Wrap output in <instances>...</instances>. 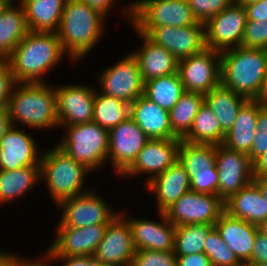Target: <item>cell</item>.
<instances>
[{
    "instance_id": "2",
    "label": "cell",
    "mask_w": 267,
    "mask_h": 266,
    "mask_svg": "<svg viewBox=\"0 0 267 266\" xmlns=\"http://www.w3.org/2000/svg\"><path fill=\"white\" fill-rule=\"evenodd\" d=\"M104 19V16L80 0L66 1L56 33L71 64L85 58L104 37Z\"/></svg>"
},
{
    "instance_id": "52",
    "label": "cell",
    "mask_w": 267,
    "mask_h": 266,
    "mask_svg": "<svg viewBox=\"0 0 267 266\" xmlns=\"http://www.w3.org/2000/svg\"><path fill=\"white\" fill-rule=\"evenodd\" d=\"M11 126L8 108H0V141Z\"/></svg>"
},
{
    "instance_id": "35",
    "label": "cell",
    "mask_w": 267,
    "mask_h": 266,
    "mask_svg": "<svg viewBox=\"0 0 267 266\" xmlns=\"http://www.w3.org/2000/svg\"><path fill=\"white\" fill-rule=\"evenodd\" d=\"M130 116V104L95 90L93 121L108 131Z\"/></svg>"
},
{
    "instance_id": "50",
    "label": "cell",
    "mask_w": 267,
    "mask_h": 266,
    "mask_svg": "<svg viewBox=\"0 0 267 266\" xmlns=\"http://www.w3.org/2000/svg\"><path fill=\"white\" fill-rule=\"evenodd\" d=\"M50 260L43 254L38 259H29L22 256L18 257L16 266H52Z\"/></svg>"
},
{
    "instance_id": "37",
    "label": "cell",
    "mask_w": 267,
    "mask_h": 266,
    "mask_svg": "<svg viewBox=\"0 0 267 266\" xmlns=\"http://www.w3.org/2000/svg\"><path fill=\"white\" fill-rule=\"evenodd\" d=\"M213 228V225L208 224L177 226L174 236V254L184 256L204 252L205 240Z\"/></svg>"
},
{
    "instance_id": "38",
    "label": "cell",
    "mask_w": 267,
    "mask_h": 266,
    "mask_svg": "<svg viewBox=\"0 0 267 266\" xmlns=\"http://www.w3.org/2000/svg\"><path fill=\"white\" fill-rule=\"evenodd\" d=\"M204 253L212 266H244L214 227L207 235Z\"/></svg>"
},
{
    "instance_id": "17",
    "label": "cell",
    "mask_w": 267,
    "mask_h": 266,
    "mask_svg": "<svg viewBox=\"0 0 267 266\" xmlns=\"http://www.w3.org/2000/svg\"><path fill=\"white\" fill-rule=\"evenodd\" d=\"M145 36L171 52L178 61L198 54L206 48L205 23L199 21L183 27H154Z\"/></svg>"
},
{
    "instance_id": "45",
    "label": "cell",
    "mask_w": 267,
    "mask_h": 266,
    "mask_svg": "<svg viewBox=\"0 0 267 266\" xmlns=\"http://www.w3.org/2000/svg\"><path fill=\"white\" fill-rule=\"evenodd\" d=\"M246 10L247 20L262 21L267 23V0H257L243 5Z\"/></svg>"
},
{
    "instance_id": "24",
    "label": "cell",
    "mask_w": 267,
    "mask_h": 266,
    "mask_svg": "<svg viewBox=\"0 0 267 266\" xmlns=\"http://www.w3.org/2000/svg\"><path fill=\"white\" fill-rule=\"evenodd\" d=\"M130 117L149 139L177 138L171 130L169 111L159 107L144 94L130 104Z\"/></svg>"
},
{
    "instance_id": "14",
    "label": "cell",
    "mask_w": 267,
    "mask_h": 266,
    "mask_svg": "<svg viewBox=\"0 0 267 266\" xmlns=\"http://www.w3.org/2000/svg\"><path fill=\"white\" fill-rule=\"evenodd\" d=\"M95 90L96 88L82 83L55 85L59 126L93 121Z\"/></svg>"
},
{
    "instance_id": "31",
    "label": "cell",
    "mask_w": 267,
    "mask_h": 266,
    "mask_svg": "<svg viewBox=\"0 0 267 266\" xmlns=\"http://www.w3.org/2000/svg\"><path fill=\"white\" fill-rule=\"evenodd\" d=\"M247 101V98L221 84L204 95V102L217 117L225 134L232 128L239 110Z\"/></svg>"
},
{
    "instance_id": "9",
    "label": "cell",
    "mask_w": 267,
    "mask_h": 266,
    "mask_svg": "<svg viewBox=\"0 0 267 266\" xmlns=\"http://www.w3.org/2000/svg\"><path fill=\"white\" fill-rule=\"evenodd\" d=\"M97 77L100 93L118 98L128 104L144 94V82L139 64L131 52L113 64L102 69Z\"/></svg>"
},
{
    "instance_id": "26",
    "label": "cell",
    "mask_w": 267,
    "mask_h": 266,
    "mask_svg": "<svg viewBox=\"0 0 267 266\" xmlns=\"http://www.w3.org/2000/svg\"><path fill=\"white\" fill-rule=\"evenodd\" d=\"M225 212L259 226L267 218V199L254 181L224 201Z\"/></svg>"
},
{
    "instance_id": "15",
    "label": "cell",
    "mask_w": 267,
    "mask_h": 266,
    "mask_svg": "<svg viewBox=\"0 0 267 266\" xmlns=\"http://www.w3.org/2000/svg\"><path fill=\"white\" fill-rule=\"evenodd\" d=\"M150 139L129 116L108 131V162L119 177Z\"/></svg>"
},
{
    "instance_id": "47",
    "label": "cell",
    "mask_w": 267,
    "mask_h": 266,
    "mask_svg": "<svg viewBox=\"0 0 267 266\" xmlns=\"http://www.w3.org/2000/svg\"><path fill=\"white\" fill-rule=\"evenodd\" d=\"M177 266H212L204 252L192 255L177 256Z\"/></svg>"
},
{
    "instance_id": "7",
    "label": "cell",
    "mask_w": 267,
    "mask_h": 266,
    "mask_svg": "<svg viewBox=\"0 0 267 266\" xmlns=\"http://www.w3.org/2000/svg\"><path fill=\"white\" fill-rule=\"evenodd\" d=\"M135 1V2H134ZM123 6L124 16L139 33L162 26L183 27L197 23L187 0H134Z\"/></svg>"
},
{
    "instance_id": "41",
    "label": "cell",
    "mask_w": 267,
    "mask_h": 266,
    "mask_svg": "<svg viewBox=\"0 0 267 266\" xmlns=\"http://www.w3.org/2000/svg\"><path fill=\"white\" fill-rule=\"evenodd\" d=\"M241 46L267 50V23L247 20Z\"/></svg>"
},
{
    "instance_id": "39",
    "label": "cell",
    "mask_w": 267,
    "mask_h": 266,
    "mask_svg": "<svg viewBox=\"0 0 267 266\" xmlns=\"http://www.w3.org/2000/svg\"><path fill=\"white\" fill-rule=\"evenodd\" d=\"M131 266H177L173 251L136 250Z\"/></svg>"
},
{
    "instance_id": "53",
    "label": "cell",
    "mask_w": 267,
    "mask_h": 266,
    "mask_svg": "<svg viewBox=\"0 0 267 266\" xmlns=\"http://www.w3.org/2000/svg\"><path fill=\"white\" fill-rule=\"evenodd\" d=\"M257 130L259 133H267V105L265 104L258 113L256 121Z\"/></svg>"
},
{
    "instance_id": "46",
    "label": "cell",
    "mask_w": 267,
    "mask_h": 266,
    "mask_svg": "<svg viewBox=\"0 0 267 266\" xmlns=\"http://www.w3.org/2000/svg\"><path fill=\"white\" fill-rule=\"evenodd\" d=\"M248 262L267 263V236L260 231L257 232L254 240L251 259Z\"/></svg>"
},
{
    "instance_id": "18",
    "label": "cell",
    "mask_w": 267,
    "mask_h": 266,
    "mask_svg": "<svg viewBox=\"0 0 267 266\" xmlns=\"http://www.w3.org/2000/svg\"><path fill=\"white\" fill-rule=\"evenodd\" d=\"M180 139H150L138 153L133 163L119 176L124 179L147 175L149 182L156 175L163 173L178 161Z\"/></svg>"
},
{
    "instance_id": "6",
    "label": "cell",
    "mask_w": 267,
    "mask_h": 266,
    "mask_svg": "<svg viewBox=\"0 0 267 266\" xmlns=\"http://www.w3.org/2000/svg\"><path fill=\"white\" fill-rule=\"evenodd\" d=\"M65 128L56 145L92 172L108 163V130L94 121Z\"/></svg>"
},
{
    "instance_id": "36",
    "label": "cell",
    "mask_w": 267,
    "mask_h": 266,
    "mask_svg": "<svg viewBox=\"0 0 267 266\" xmlns=\"http://www.w3.org/2000/svg\"><path fill=\"white\" fill-rule=\"evenodd\" d=\"M215 144H193L180 140L178 162L184 167L189 177L215 164Z\"/></svg>"
},
{
    "instance_id": "3",
    "label": "cell",
    "mask_w": 267,
    "mask_h": 266,
    "mask_svg": "<svg viewBox=\"0 0 267 266\" xmlns=\"http://www.w3.org/2000/svg\"><path fill=\"white\" fill-rule=\"evenodd\" d=\"M221 85L259 100L267 77V50L239 46L220 52Z\"/></svg>"
},
{
    "instance_id": "22",
    "label": "cell",
    "mask_w": 267,
    "mask_h": 266,
    "mask_svg": "<svg viewBox=\"0 0 267 266\" xmlns=\"http://www.w3.org/2000/svg\"><path fill=\"white\" fill-rule=\"evenodd\" d=\"M141 46L130 51L136 58L142 81L146 82L156 77H163L177 73L179 61L168 50L150 41L144 34L139 33L134 27Z\"/></svg>"
},
{
    "instance_id": "40",
    "label": "cell",
    "mask_w": 267,
    "mask_h": 266,
    "mask_svg": "<svg viewBox=\"0 0 267 266\" xmlns=\"http://www.w3.org/2000/svg\"><path fill=\"white\" fill-rule=\"evenodd\" d=\"M197 21L206 23L211 17L219 14L235 0H187Z\"/></svg>"
},
{
    "instance_id": "5",
    "label": "cell",
    "mask_w": 267,
    "mask_h": 266,
    "mask_svg": "<svg viewBox=\"0 0 267 266\" xmlns=\"http://www.w3.org/2000/svg\"><path fill=\"white\" fill-rule=\"evenodd\" d=\"M91 172L85 165L71 158L57 145H53L52 148L50 147L42 153L40 183H46L44 185L56 206L65 199L91 190L84 188L87 174Z\"/></svg>"
},
{
    "instance_id": "10",
    "label": "cell",
    "mask_w": 267,
    "mask_h": 266,
    "mask_svg": "<svg viewBox=\"0 0 267 266\" xmlns=\"http://www.w3.org/2000/svg\"><path fill=\"white\" fill-rule=\"evenodd\" d=\"M225 212L224 201L218 195L194 192L183 194L164 213L176 227L186 224L213 225Z\"/></svg>"
},
{
    "instance_id": "44",
    "label": "cell",
    "mask_w": 267,
    "mask_h": 266,
    "mask_svg": "<svg viewBox=\"0 0 267 266\" xmlns=\"http://www.w3.org/2000/svg\"><path fill=\"white\" fill-rule=\"evenodd\" d=\"M51 264L63 262L60 266H96L99 261L94 256H46ZM54 266V265H53Z\"/></svg>"
},
{
    "instance_id": "59",
    "label": "cell",
    "mask_w": 267,
    "mask_h": 266,
    "mask_svg": "<svg viewBox=\"0 0 267 266\" xmlns=\"http://www.w3.org/2000/svg\"><path fill=\"white\" fill-rule=\"evenodd\" d=\"M10 0H0V13Z\"/></svg>"
},
{
    "instance_id": "12",
    "label": "cell",
    "mask_w": 267,
    "mask_h": 266,
    "mask_svg": "<svg viewBox=\"0 0 267 266\" xmlns=\"http://www.w3.org/2000/svg\"><path fill=\"white\" fill-rule=\"evenodd\" d=\"M247 16L235 1L205 23L206 48L222 52L241 46Z\"/></svg>"
},
{
    "instance_id": "58",
    "label": "cell",
    "mask_w": 267,
    "mask_h": 266,
    "mask_svg": "<svg viewBox=\"0 0 267 266\" xmlns=\"http://www.w3.org/2000/svg\"><path fill=\"white\" fill-rule=\"evenodd\" d=\"M244 266H267L265 262H247Z\"/></svg>"
},
{
    "instance_id": "25",
    "label": "cell",
    "mask_w": 267,
    "mask_h": 266,
    "mask_svg": "<svg viewBox=\"0 0 267 266\" xmlns=\"http://www.w3.org/2000/svg\"><path fill=\"white\" fill-rule=\"evenodd\" d=\"M214 227L243 264L251 259L254 240L259 231L257 225L231 217L224 212Z\"/></svg>"
},
{
    "instance_id": "29",
    "label": "cell",
    "mask_w": 267,
    "mask_h": 266,
    "mask_svg": "<svg viewBox=\"0 0 267 266\" xmlns=\"http://www.w3.org/2000/svg\"><path fill=\"white\" fill-rule=\"evenodd\" d=\"M17 2L10 0L0 13V59H6L29 32L24 9Z\"/></svg>"
},
{
    "instance_id": "23",
    "label": "cell",
    "mask_w": 267,
    "mask_h": 266,
    "mask_svg": "<svg viewBox=\"0 0 267 266\" xmlns=\"http://www.w3.org/2000/svg\"><path fill=\"white\" fill-rule=\"evenodd\" d=\"M190 177L177 161L166 171L153 177L145 184L146 190L154 193L157 212H165L183 194L190 191Z\"/></svg>"
},
{
    "instance_id": "57",
    "label": "cell",
    "mask_w": 267,
    "mask_h": 266,
    "mask_svg": "<svg viewBox=\"0 0 267 266\" xmlns=\"http://www.w3.org/2000/svg\"><path fill=\"white\" fill-rule=\"evenodd\" d=\"M258 229L262 234L267 236V218L260 223Z\"/></svg>"
},
{
    "instance_id": "4",
    "label": "cell",
    "mask_w": 267,
    "mask_h": 266,
    "mask_svg": "<svg viewBox=\"0 0 267 266\" xmlns=\"http://www.w3.org/2000/svg\"><path fill=\"white\" fill-rule=\"evenodd\" d=\"M11 125L36 130L59 128L55 86L48 83H17L8 102ZM17 123V124H16Z\"/></svg>"
},
{
    "instance_id": "42",
    "label": "cell",
    "mask_w": 267,
    "mask_h": 266,
    "mask_svg": "<svg viewBox=\"0 0 267 266\" xmlns=\"http://www.w3.org/2000/svg\"><path fill=\"white\" fill-rule=\"evenodd\" d=\"M190 180V189L192 191L217 195L218 171L215 164L201 172H196Z\"/></svg>"
},
{
    "instance_id": "49",
    "label": "cell",
    "mask_w": 267,
    "mask_h": 266,
    "mask_svg": "<svg viewBox=\"0 0 267 266\" xmlns=\"http://www.w3.org/2000/svg\"><path fill=\"white\" fill-rule=\"evenodd\" d=\"M81 2L87 4L90 8L100 13L107 20L108 16L111 15L110 11L115 7L116 1L118 0H80ZM112 7V8H111Z\"/></svg>"
},
{
    "instance_id": "43",
    "label": "cell",
    "mask_w": 267,
    "mask_h": 266,
    "mask_svg": "<svg viewBox=\"0 0 267 266\" xmlns=\"http://www.w3.org/2000/svg\"><path fill=\"white\" fill-rule=\"evenodd\" d=\"M16 84L9 62L6 59H0V108L8 106Z\"/></svg>"
},
{
    "instance_id": "32",
    "label": "cell",
    "mask_w": 267,
    "mask_h": 266,
    "mask_svg": "<svg viewBox=\"0 0 267 266\" xmlns=\"http://www.w3.org/2000/svg\"><path fill=\"white\" fill-rule=\"evenodd\" d=\"M224 137L225 133L221 130L220 122L210 107L203 102L194 117L189 133L182 140L193 144L220 145Z\"/></svg>"
},
{
    "instance_id": "33",
    "label": "cell",
    "mask_w": 267,
    "mask_h": 266,
    "mask_svg": "<svg viewBox=\"0 0 267 266\" xmlns=\"http://www.w3.org/2000/svg\"><path fill=\"white\" fill-rule=\"evenodd\" d=\"M185 92L178 72L144 82V95L167 111L174 107Z\"/></svg>"
},
{
    "instance_id": "51",
    "label": "cell",
    "mask_w": 267,
    "mask_h": 266,
    "mask_svg": "<svg viewBox=\"0 0 267 266\" xmlns=\"http://www.w3.org/2000/svg\"><path fill=\"white\" fill-rule=\"evenodd\" d=\"M254 176H267V150L253 162Z\"/></svg>"
},
{
    "instance_id": "60",
    "label": "cell",
    "mask_w": 267,
    "mask_h": 266,
    "mask_svg": "<svg viewBox=\"0 0 267 266\" xmlns=\"http://www.w3.org/2000/svg\"><path fill=\"white\" fill-rule=\"evenodd\" d=\"M253 1H257V0H235L236 3L241 4V5H244L249 2H253Z\"/></svg>"
},
{
    "instance_id": "55",
    "label": "cell",
    "mask_w": 267,
    "mask_h": 266,
    "mask_svg": "<svg viewBox=\"0 0 267 266\" xmlns=\"http://www.w3.org/2000/svg\"><path fill=\"white\" fill-rule=\"evenodd\" d=\"M253 181L259 187L265 199H267V176H254Z\"/></svg>"
},
{
    "instance_id": "1",
    "label": "cell",
    "mask_w": 267,
    "mask_h": 266,
    "mask_svg": "<svg viewBox=\"0 0 267 266\" xmlns=\"http://www.w3.org/2000/svg\"><path fill=\"white\" fill-rule=\"evenodd\" d=\"M66 53L56 32H31L6 58L17 83H44Z\"/></svg>"
},
{
    "instance_id": "11",
    "label": "cell",
    "mask_w": 267,
    "mask_h": 266,
    "mask_svg": "<svg viewBox=\"0 0 267 266\" xmlns=\"http://www.w3.org/2000/svg\"><path fill=\"white\" fill-rule=\"evenodd\" d=\"M177 72L186 92L205 95L221 84L220 52L205 48L180 60Z\"/></svg>"
},
{
    "instance_id": "20",
    "label": "cell",
    "mask_w": 267,
    "mask_h": 266,
    "mask_svg": "<svg viewBox=\"0 0 267 266\" xmlns=\"http://www.w3.org/2000/svg\"><path fill=\"white\" fill-rule=\"evenodd\" d=\"M119 212L131 227L136 250L173 251L176 226L167 219L165 213L158 212L161 220L158 222L143 217L129 218L124 211Z\"/></svg>"
},
{
    "instance_id": "30",
    "label": "cell",
    "mask_w": 267,
    "mask_h": 266,
    "mask_svg": "<svg viewBox=\"0 0 267 266\" xmlns=\"http://www.w3.org/2000/svg\"><path fill=\"white\" fill-rule=\"evenodd\" d=\"M40 181V166L0 170V206L16 202Z\"/></svg>"
},
{
    "instance_id": "16",
    "label": "cell",
    "mask_w": 267,
    "mask_h": 266,
    "mask_svg": "<svg viewBox=\"0 0 267 266\" xmlns=\"http://www.w3.org/2000/svg\"><path fill=\"white\" fill-rule=\"evenodd\" d=\"M57 226L51 246L43 252L45 256H93L108 224L71 228L58 222Z\"/></svg>"
},
{
    "instance_id": "28",
    "label": "cell",
    "mask_w": 267,
    "mask_h": 266,
    "mask_svg": "<svg viewBox=\"0 0 267 266\" xmlns=\"http://www.w3.org/2000/svg\"><path fill=\"white\" fill-rule=\"evenodd\" d=\"M31 32H57L67 0H18Z\"/></svg>"
},
{
    "instance_id": "48",
    "label": "cell",
    "mask_w": 267,
    "mask_h": 266,
    "mask_svg": "<svg viewBox=\"0 0 267 266\" xmlns=\"http://www.w3.org/2000/svg\"><path fill=\"white\" fill-rule=\"evenodd\" d=\"M267 150V133H259L256 131L254 140L252 141L251 150L248 154L252 162H254L261 154Z\"/></svg>"
},
{
    "instance_id": "34",
    "label": "cell",
    "mask_w": 267,
    "mask_h": 266,
    "mask_svg": "<svg viewBox=\"0 0 267 266\" xmlns=\"http://www.w3.org/2000/svg\"><path fill=\"white\" fill-rule=\"evenodd\" d=\"M203 102V94L185 92L171 108L169 111L171 130L178 139L182 140L189 133L194 117Z\"/></svg>"
},
{
    "instance_id": "21",
    "label": "cell",
    "mask_w": 267,
    "mask_h": 266,
    "mask_svg": "<svg viewBox=\"0 0 267 266\" xmlns=\"http://www.w3.org/2000/svg\"><path fill=\"white\" fill-rule=\"evenodd\" d=\"M25 129L11 126L0 141V170H16L26 166H40L43 151L36 139Z\"/></svg>"
},
{
    "instance_id": "54",
    "label": "cell",
    "mask_w": 267,
    "mask_h": 266,
    "mask_svg": "<svg viewBox=\"0 0 267 266\" xmlns=\"http://www.w3.org/2000/svg\"><path fill=\"white\" fill-rule=\"evenodd\" d=\"M19 255L0 250V266H16Z\"/></svg>"
},
{
    "instance_id": "27",
    "label": "cell",
    "mask_w": 267,
    "mask_h": 266,
    "mask_svg": "<svg viewBox=\"0 0 267 266\" xmlns=\"http://www.w3.org/2000/svg\"><path fill=\"white\" fill-rule=\"evenodd\" d=\"M264 105L260 100H248L239 110L232 128L225 134L222 144L229 149L248 155L257 131L258 113Z\"/></svg>"
},
{
    "instance_id": "19",
    "label": "cell",
    "mask_w": 267,
    "mask_h": 266,
    "mask_svg": "<svg viewBox=\"0 0 267 266\" xmlns=\"http://www.w3.org/2000/svg\"><path fill=\"white\" fill-rule=\"evenodd\" d=\"M136 249L128 221L118 214L107 226L93 255L99 262L117 266L131 265Z\"/></svg>"
},
{
    "instance_id": "13",
    "label": "cell",
    "mask_w": 267,
    "mask_h": 266,
    "mask_svg": "<svg viewBox=\"0 0 267 266\" xmlns=\"http://www.w3.org/2000/svg\"><path fill=\"white\" fill-rule=\"evenodd\" d=\"M215 165L218 171L217 195L223 201L253 181V162L245 153L223 144L217 145Z\"/></svg>"
},
{
    "instance_id": "8",
    "label": "cell",
    "mask_w": 267,
    "mask_h": 266,
    "mask_svg": "<svg viewBox=\"0 0 267 266\" xmlns=\"http://www.w3.org/2000/svg\"><path fill=\"white\" fill-rule=\"evenodd\" d=\"M64 227L82 228L98 224H109L120 212L94 190L61 201L57 207ZM61 210V211H60Z\"/></svg>"
},
{
    "instance_id": "56",
    "label": "cell",
    "mask_w": 267,
    "mask_h": 266,
    "mask_svg": "<svg viewBox=\"0 0 267 266\" xmlns=\"http://www.w3.org/2000/svg\"><path fill=\"white\" fill-rule=\"evenodd\" d=\"M263 104L267 105V77L265 79L264 88L259 99Z\"/></svg>"
},
{
    "instance_id": "61",
    "label": "cell",
    "mask_w": 267,
    "mask_h": 266,
    "mask_svg": "<svg viewBox=\"0 0 267 266\" xmlns=\"http://www.w3.org/2000/svg\"><path fill=\"white\" fill-rule=\"evenodd\" d=\"M96 266H117V265H113V264H107V263H101V262H99Z\"/></svg>"
}]
</instances>
